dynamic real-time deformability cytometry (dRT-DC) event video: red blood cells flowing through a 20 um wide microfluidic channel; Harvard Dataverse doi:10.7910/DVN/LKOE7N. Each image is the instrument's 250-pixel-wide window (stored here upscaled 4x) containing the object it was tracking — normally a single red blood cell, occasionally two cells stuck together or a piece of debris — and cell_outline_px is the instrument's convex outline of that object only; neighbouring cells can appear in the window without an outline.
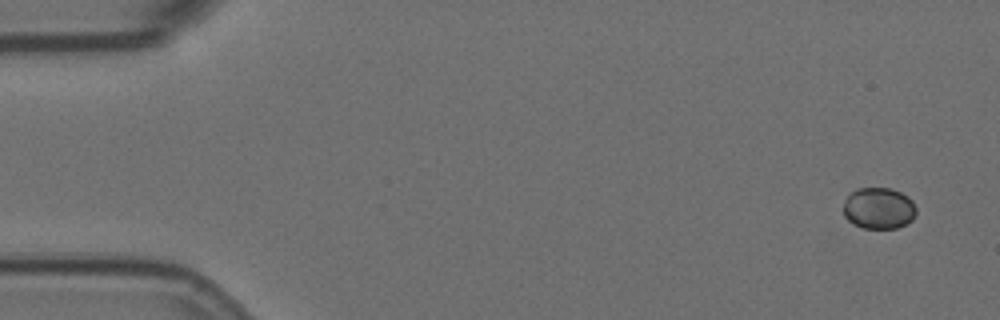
{"species": "Egyptian fruit bat (a non-hibernating species)", "species_latin": "Rousettus aegyptiacus", "temperature_condition": "room temperature", "stored_images_in_passage": 4, "camera_frame_rate_fps": 3000, "um_per_image_px": 0.085, "animal": {"sex": "female"}, "frame": {"image": 1, "passage_image": 1, "time_ms": 0.0, "image_size_px": [1000, 320], "cell_outline_px": [[916, 212], [912, 220], [896, 228], [864, 228], [852, 224], [844, 216], [844, 200], [856, 188], [892, 188], [908, 196], [912, 200], [916, 208]], "centroid_in_image_um": [74.69, 17.69], "position_along_channel_um": 10.3, "area_um2": 17.63}}